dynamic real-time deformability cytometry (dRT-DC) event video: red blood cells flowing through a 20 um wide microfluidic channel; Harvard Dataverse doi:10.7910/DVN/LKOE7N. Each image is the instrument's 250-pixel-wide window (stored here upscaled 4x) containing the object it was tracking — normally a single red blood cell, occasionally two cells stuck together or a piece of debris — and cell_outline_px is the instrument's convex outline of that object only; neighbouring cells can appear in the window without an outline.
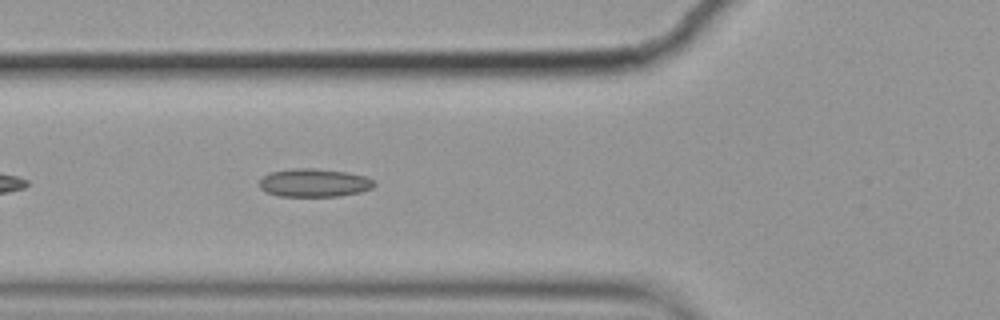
{"species": "common noctule bat (a hibernating species)", "species_latin": "Nyctalus noctula", "temperature_condition": "cold", "stored_images_in_passage": 5, "camera_frame_rate_fps": 3000, "um_per_image_px": 0.085, "animal": {"sex": "female", "body_mass_g": 19.9}, "frame": {"image": 1, "passage_image": 5, "time_ms": 1.333, "image_size_px": [1000, 320], "cell_outline_px": [[376, 184], [372, 188], [360, 192], [336, 196], [280, 196], [264, 192], [260, 188], [260, 180], [264, 176], [272, 172], [292, 168], [312, 168], [348, 172], [364, 176], [372, 180]], "centroid_in_image_um": [26.69, 15.54], "position_along_channel_um": 99.1, "area_um2": 18.79}}